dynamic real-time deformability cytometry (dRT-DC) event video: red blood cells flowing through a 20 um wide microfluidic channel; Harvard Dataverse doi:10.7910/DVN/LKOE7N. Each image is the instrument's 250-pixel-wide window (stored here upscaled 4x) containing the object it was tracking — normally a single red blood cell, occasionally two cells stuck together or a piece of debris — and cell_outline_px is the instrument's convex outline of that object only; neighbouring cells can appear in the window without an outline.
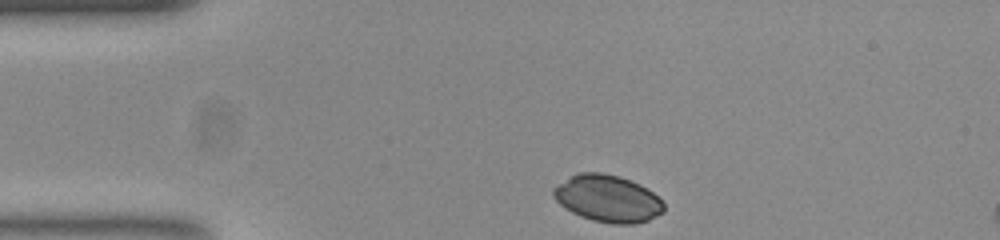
{"species": "common noctule bat (a hibernating species)", "species_latin": "Nyctalus noctula", "temperature_condition": "room temperature", "stored_images_in_passage": 33, "camera_frame_rate_fps": 3000, "um_per_image_px": 0.085, "animal": {"sex": "female", "body_mass_g": 23.0, "forearm_length_mm": 53.4}, "frame": {"image": 1, "passage_image": 1, "time_ms": 0.0, "image_size_px": [1000, 240], "cell_outline_px": [[664, 212], [648, 220], [632, 224], [612, 224], [592, 220], [580, 216], [564, 208], [552, 196], [552, 188], [572, 176], [580, 172], [600, 172], [616, 176], [628, 180], [652, 192], [664, 204]], "centroid_in_image_um": [51.62, 16.9], "position_along_channel_um": 33.4, "area_um2": 29.82}}
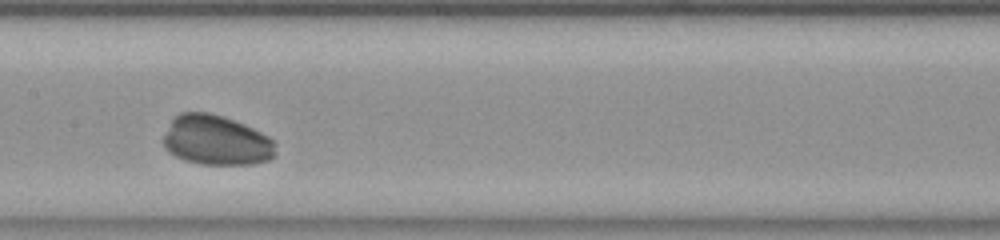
{"frame": {"image": 2, "passage_image": 17, "time_ms": 5.333, "image_size_px": [1000, 240], "cell_outline_px": [[276, 156], [268, 160], [252, 164], [200, 164], [184, 160], [168, 152], [164, 144], [164, 136], [172, 120], [180, 112], [208, 112], [224, 116], [252, 128], [268, 136], [276, 144]], "centroid_in_image_um": [18.4, 11.93], "position_along_channel_um": 189.0, "area_um2": 32.54}}
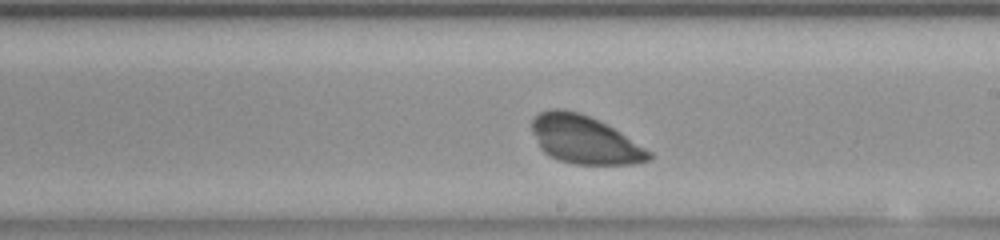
{"frame": {"image": 3, "passage_image": 21, "time_ms": 6.667, "image_size_px": [1000, 240], "cell_outline_px": [[652, 160], [632, 164], [572, 164], [560, 160], [544, 152], [540, 148], [532, 128], [532, 120], [540, 112], [552, 108], [560, 108], [580, 112], [612, 128], [652, 152]], "centroid_in_image_um": [49.69, 11.88], "position_along_channel_um": 239.3, "area_um2": 32.31}}